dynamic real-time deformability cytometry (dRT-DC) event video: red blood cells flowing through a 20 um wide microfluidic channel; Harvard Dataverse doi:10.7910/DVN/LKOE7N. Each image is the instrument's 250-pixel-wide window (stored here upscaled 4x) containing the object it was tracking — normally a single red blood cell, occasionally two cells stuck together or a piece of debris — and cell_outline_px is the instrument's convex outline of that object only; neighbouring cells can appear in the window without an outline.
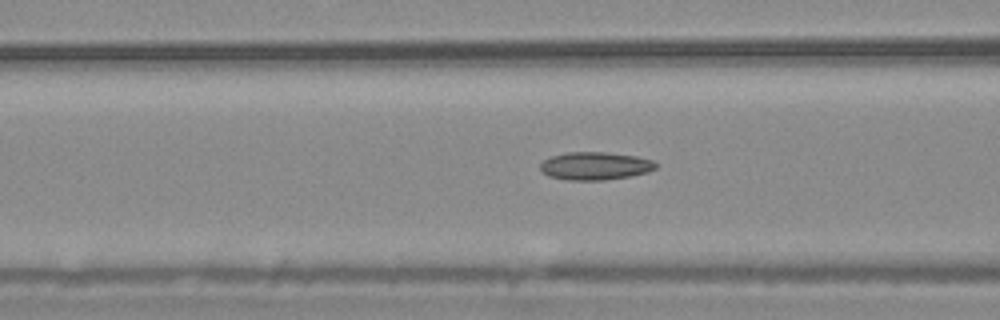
{"species": "common noctule bat (a hibernating species)", "species_latin": "Nyctalus noctula", "temperature_condition": "warm", "stored_images_in_passage": 25, "camera_frame_rate_fps": 3000, "um_per_image_px": 0.085, "animal": {"sex": "male", "body_mass_g": 20.4}, "frame": {"image": 1, "passage_image": 4, "time_ms": 1.0, "image_size_px": [1000, 320], "cell_outline_px": [[660, 164], [656, 168], [648, 172], [628, 176], [604, 180], [568, 180], [548, 176], [540, 172], [540, 164], [544, 160], [552, 156], [568, 152], [604, 152], [636, 156], [652, 160]], "centroid_in_image_um": [50.58, 14.1], "position_along_channel_um": 116.0, "area_um2": 18.84}}
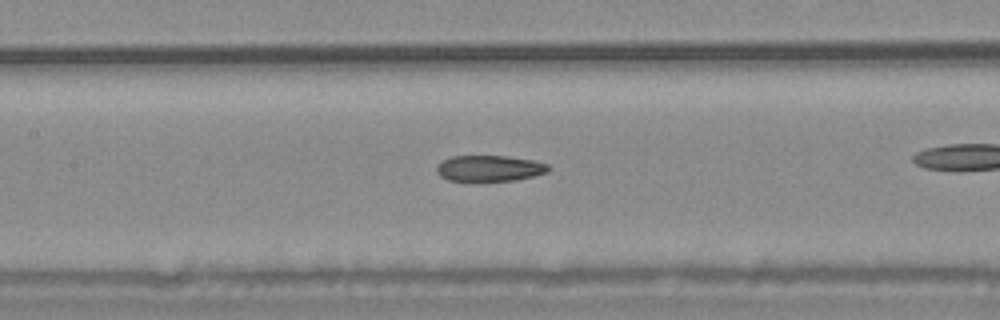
{"frame": {"image": 2, "passage_image": 8, "time_ms": 2.333, "image_size_px": [1000, 320], "cell_outline_px": [[552, 168], [548, 172], [516, 180], [448, 180], [440, 176], [436, 172], [436, 168], [444, 160], [452, 156], [508, 156], [532, 160], [548, 164]], "centroid_in_image_um": [41.64, 14.3], "position_along_channel_um": 165.8, "area_um2": 16.7}}
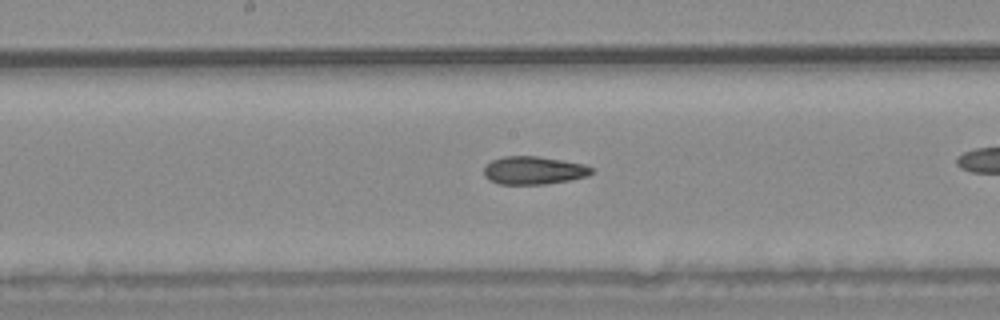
{"frame": {"image": 3, "passage_image": 11, "time_ms": 3.333, "image_size_px": [1000, 320], "cell_outline_px": [[592, 172], [588, 176], [568, 180], [544, 184], [496, 184], [488, 180], [484, 176], [484, 164], [492, 160], [504, 156], [540, 156], [584, 164], [592, 168]], "centroid_in_image_um": [45.31, 14.48], "position_along_channel_um": 202.9, "area_um2": 17.69}}